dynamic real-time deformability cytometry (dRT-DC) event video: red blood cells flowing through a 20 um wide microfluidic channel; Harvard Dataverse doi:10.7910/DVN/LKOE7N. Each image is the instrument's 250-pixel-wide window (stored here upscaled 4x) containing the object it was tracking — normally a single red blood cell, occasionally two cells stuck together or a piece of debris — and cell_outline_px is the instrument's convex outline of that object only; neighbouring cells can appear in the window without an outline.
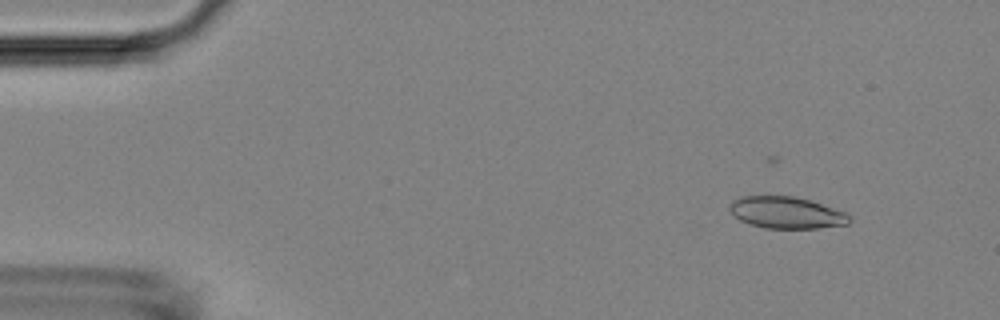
{"species": "Egyptian fruit bat (a non-hibernating species)", "species_latin": "Rousettus aegyptiacus", "temperature_condition": "room temperature", "stored_images_in_passage": 15, "camera_frame_rate_fps": 3000, "um_per_image_px": 0.085, "animal": {"sex": "female"}, "frame": {"image": 1, "passage_image": 5, "time_ms": 1.333, "image_size_px": [1000, 320], "cell_outline_px": [[852, 220], [848, 224], [816, 228], [764, 228], [748, 224], [740, 220], [728, 208], [728, 204], [732, 200], [740, 196], [792, 196], [808, 200], [848, 212], [852, 216]], "centroid_in_image_um": [66.85, 18.07], "position_along_channel_um": 18.1, "area_um2": 22.31}}